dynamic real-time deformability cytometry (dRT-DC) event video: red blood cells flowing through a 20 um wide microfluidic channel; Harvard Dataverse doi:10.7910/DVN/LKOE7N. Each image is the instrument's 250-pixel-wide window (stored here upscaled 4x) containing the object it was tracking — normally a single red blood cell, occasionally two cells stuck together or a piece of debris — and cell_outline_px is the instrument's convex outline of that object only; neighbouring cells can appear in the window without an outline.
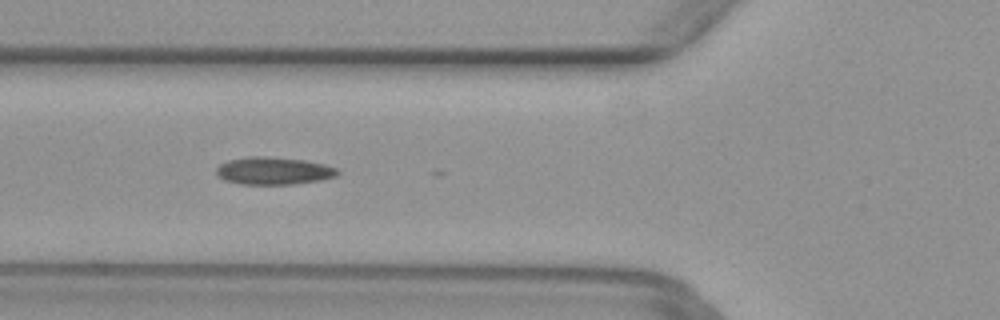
{"species": "common noctule bat (a hibernating species)", "species_latin": "Nyctalus noctula", "temperature_condition": "warm", "stored_images_in_passage": 11, "camera_frame_rate_fps": 3000, "um_per_image_px": 0.085, "animal": {"sex": "female", "body_mass_g": 29.2, "forearm_length_mm": 56.3}, "frame": {"image": 1, "passage_image": 10, "time_ms": 3.0, "image_size_px": [1000, 320], "cell_outline_px": [[340, 172], [336, 176], [320, 180], [292, 184], [240, 184], [224, 180], [216, 176], [216, 168], [220, 164], [228, 160], [248, 156], [268, 156], [304, 160], [324, 164], [336, 168]], "centroid_in_image_um": [23.22, 14.51], "position_along_channel_um": 102.6, "area_um2": 19.54}}